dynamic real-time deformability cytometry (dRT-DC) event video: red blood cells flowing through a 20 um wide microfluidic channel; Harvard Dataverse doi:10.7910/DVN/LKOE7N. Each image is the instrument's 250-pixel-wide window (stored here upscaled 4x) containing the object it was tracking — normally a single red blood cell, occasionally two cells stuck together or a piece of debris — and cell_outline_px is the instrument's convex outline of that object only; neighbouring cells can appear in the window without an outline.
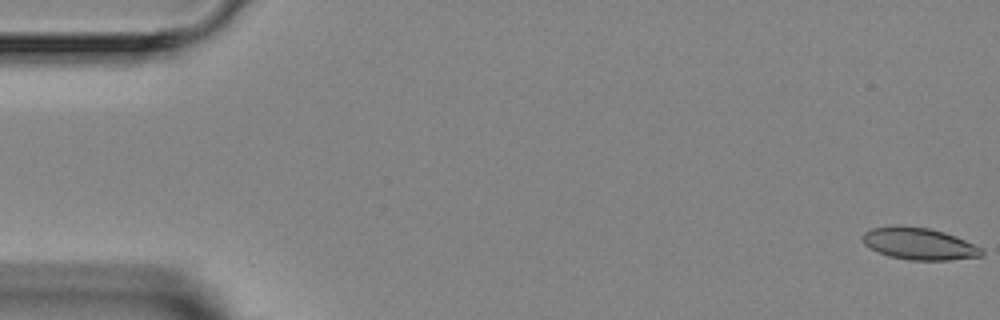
{"species": "Egyptian fruit bat (a non-hibernating species)", "species_latin": "Rousettus aegyptiacus", "temperature_condition": "room temperature", "stored_images_in_passage": 3, "camera_frame_rate_fps": 3000, "um_per_image_px": 0.085, "animal": {"sex": "female"}, "frame": {"image": 1, "passage_image": 1, "time_ms": 0.0, "image_size_px": [1000, 320], "cell_outline_px": [[984, 256], [948, 260], [908, 260], [888, 256], [876, 252], [864, 244], [860, 236], [864, 232], [872, 228], [896, 224], [900, 224], [928, 228], [944, 232], [956, 236], [984, 248]], "centroid_in_image_um": [78.11, 20.71], "position_along_channel_um": 6.9, "area_um2": 22.72}}